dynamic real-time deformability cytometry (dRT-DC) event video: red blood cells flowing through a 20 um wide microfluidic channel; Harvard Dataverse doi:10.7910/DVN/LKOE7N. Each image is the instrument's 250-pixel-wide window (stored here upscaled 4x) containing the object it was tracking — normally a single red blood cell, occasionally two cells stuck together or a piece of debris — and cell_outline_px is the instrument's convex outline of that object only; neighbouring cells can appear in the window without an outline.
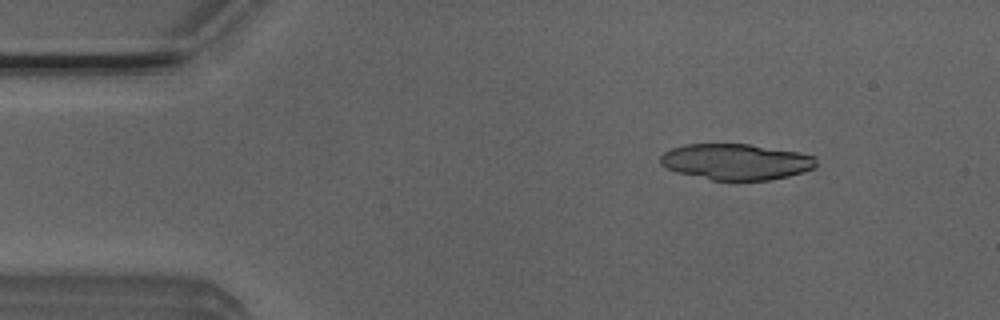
{"species": "Egyptian fruit bat (a non-hibernating species)", "species_latin": "Rousettus aegyptiacus", "temperature_condition": "room temperature", "stored_images_in_passage": 5, "camera_frame_rate_fps": 3000, "um_per_image_px": 0.085, "animal": {"sex": "male"}, "frame": {"image": 1, "passage_image": 2, "time_ms": 0.333, "image_size_px": [1000, 320], "cell_outline_px": [[816, 168], [788, 176], [768, 180], [712, 180], [676, 172], [660, 164], [660, 156], [664, 152], [672, 148], [684, 144], [748, 144], [800, 152], [816, 156]], "centroid_in_image_um": [62.57, 13.75], "position_along_channel_um": 22.4, "area_um2": 32.77}}